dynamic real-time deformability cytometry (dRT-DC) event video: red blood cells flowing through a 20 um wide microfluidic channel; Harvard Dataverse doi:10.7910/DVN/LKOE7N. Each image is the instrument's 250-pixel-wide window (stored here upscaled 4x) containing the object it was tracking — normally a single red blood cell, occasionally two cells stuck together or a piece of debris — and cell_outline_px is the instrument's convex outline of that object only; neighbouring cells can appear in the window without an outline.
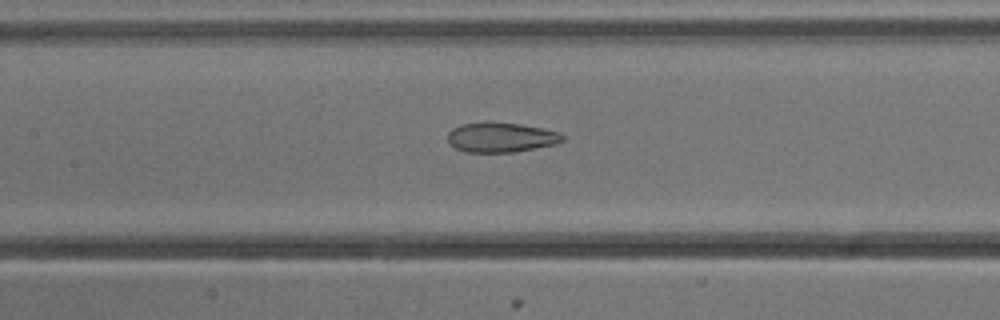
{"species": "common noctule bat (a hibernating species)", "species_latin": "Nyctalus noctula", "temperature_condition": "cold", "stored_images_in_passage": 54, "camera_frame_rate_fps": 3000, "um_per_image_px": 0.085, "animal": {"sex": "male", "body_mass_g": 13.3}, "frame": {"image": 1, "passage_image": 25, "time_ms": 8.0, "image_size_px": [1000, 320], "cell_outline_px": [[564, 140], [556, 144], [516, 152], [464, 152], [448, 144], [448, 132], [452, 128], [460, 124], [488, 120], [520, 124], [544, 128], [560, 132], [564, 136]], "centroid_in_image_um": [42.57, 11.65], "position_along_channel_um": 164.8, "area_um2": 20.52}}
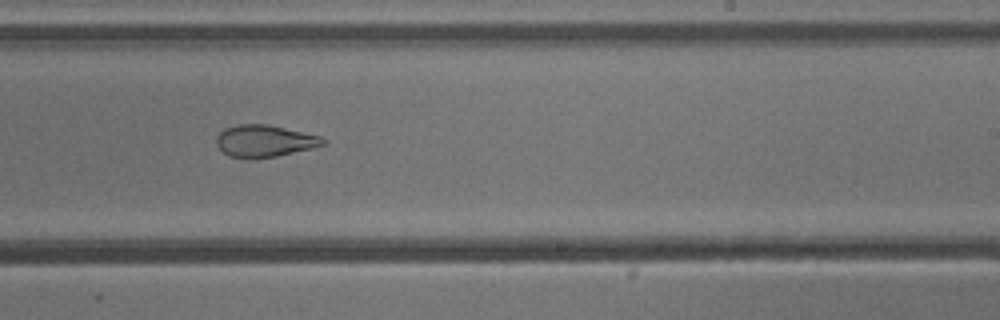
{"frame": {"image": 2, "passage_image": 33, "time_ms": 10.667, "image_size_px": [1000, 320], "cell_outline_px": [[328, 144], [312, 148], [276, 156], [256, 160], [248, 160], [228, 156], [216, 144], [216, 136], [224, 128], [240, 124], [268, 124], [320, 136]], "centroid_in_image_um": [22.45, 12.0], "position_along_channel_um": 266.5, "area_um2": 20.11}}
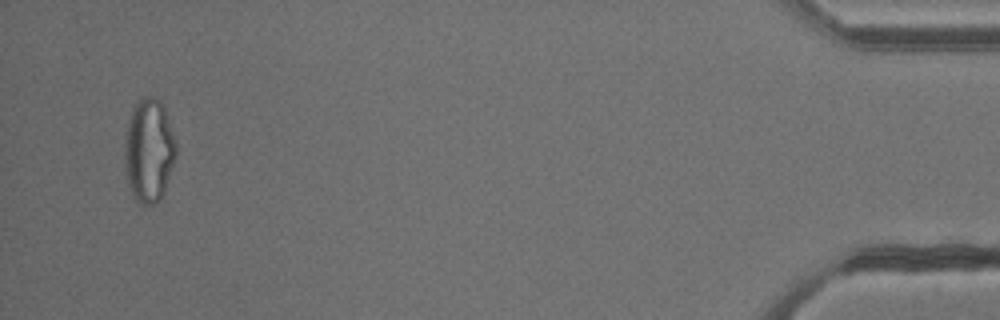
{"frame": {"image": 3, "passage_image": 52, "time_ms": 17.0, "image_size_px": [1000, 320], "cell_outline_px": [[176, 156], [164, 192], [160, 200], [156, 204], [140, 204], [132, 196], [128, 184], [124, 160], [124, 144], [128, 124], [132, 108], [136, 100], [148, 96], [152, 96], [160, 100], [164, 104], [176, 144]], "centroid_in_image_um": [12.65, 12.79], "position_along_channel_um": 422.5, "area_um2": 31.33}, "authors_computed_cell_mechanics": {"area_um2": 26.0967, "velocity_mm_per_s": 3.8342, "shape_relaxation_time_tau1_ms": null, "shape_relaxation_time_tau2_ms": 2.9144, "deformation_change_tau1": null, "deformation_change_tau2": 0.1164}}